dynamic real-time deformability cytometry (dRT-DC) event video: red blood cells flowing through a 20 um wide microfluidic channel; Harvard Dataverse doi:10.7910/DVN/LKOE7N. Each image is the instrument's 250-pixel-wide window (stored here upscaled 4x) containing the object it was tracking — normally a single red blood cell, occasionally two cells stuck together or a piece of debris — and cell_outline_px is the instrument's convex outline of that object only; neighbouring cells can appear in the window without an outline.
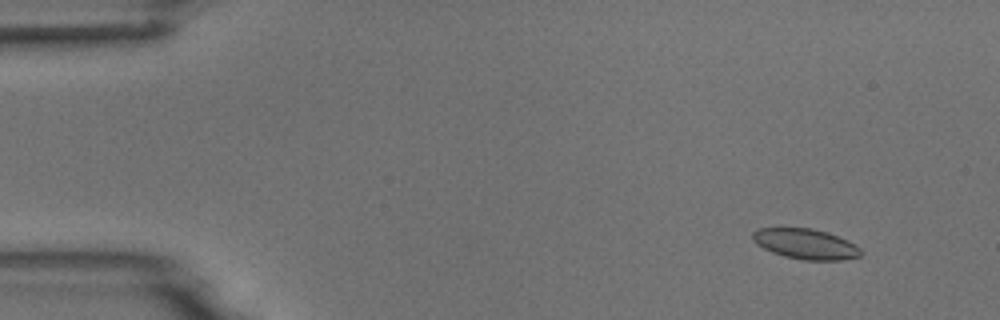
{"species": "common noctule bat (a hibernating species)", "species_latin": "Nyctalus noctula", "temperature_condition": "room temperature", "stored_images_in_passage": 12, "camera_frame_rate_fps": 3000, "um_per_image_px": 0.085, "animal": {"sex": "male", "body_mass_g": 18.8}, "frame": {"image": 1, "passage_image": 6, "time_ms": 1.667, "image_size_px": [1000, 320], "cell_outline_px": [[864, 252], [860, 256], [844, 260], [804, 260], [784, 256], [772, 252], [756, 244], [752, 240], [752, 232], [756, 228], [812, 228], [828, 232], [848, 240], [856, 244]], "centroid_in_image_um": [68.5, 20.73], "position_along_channel_um": 16.5, "area_um2": 19.36}}